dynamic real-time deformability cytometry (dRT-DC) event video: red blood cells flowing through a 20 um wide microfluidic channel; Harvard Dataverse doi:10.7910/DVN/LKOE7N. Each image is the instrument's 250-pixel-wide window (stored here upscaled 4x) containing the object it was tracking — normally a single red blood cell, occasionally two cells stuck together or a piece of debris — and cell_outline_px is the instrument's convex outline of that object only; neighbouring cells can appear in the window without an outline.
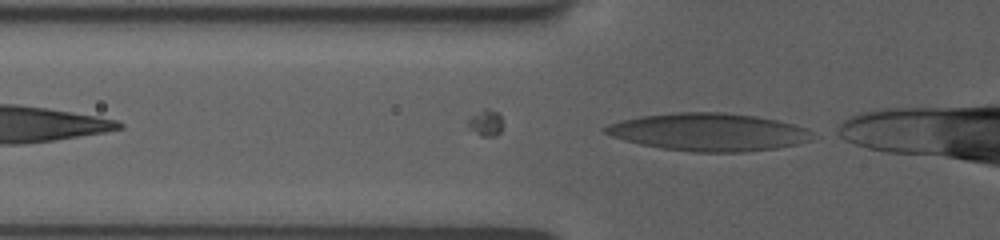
{"species": "human", "species_latin": "Homo sapiens", "temperature_condition": "room temperature", "stored_images_in_passage": 4, "camera_frame_rate_fps": 3000, "um_per_image_px": 0.085, "donor": {"sex": "female"}, "frame": {"image": 1, "passage_image": 4, "time_ms": 0.667, "image_size_px": [1000, 240], "cell_outline_px": [[800, 128], [792, 144], [772, 148], [740, 152], [692, 152], [664, 148], [640, 144], [612, 136], [604, 132], [604, 128], [608, 124], [620, 120], [640, 116], [680, 112], [720, 112], [752, 116], [776, 120], [792, 124]], "centroid_in_image_um": [59.9, 11.21], "position_along_channel_um": 65.9, "area_um2": 43.29}}